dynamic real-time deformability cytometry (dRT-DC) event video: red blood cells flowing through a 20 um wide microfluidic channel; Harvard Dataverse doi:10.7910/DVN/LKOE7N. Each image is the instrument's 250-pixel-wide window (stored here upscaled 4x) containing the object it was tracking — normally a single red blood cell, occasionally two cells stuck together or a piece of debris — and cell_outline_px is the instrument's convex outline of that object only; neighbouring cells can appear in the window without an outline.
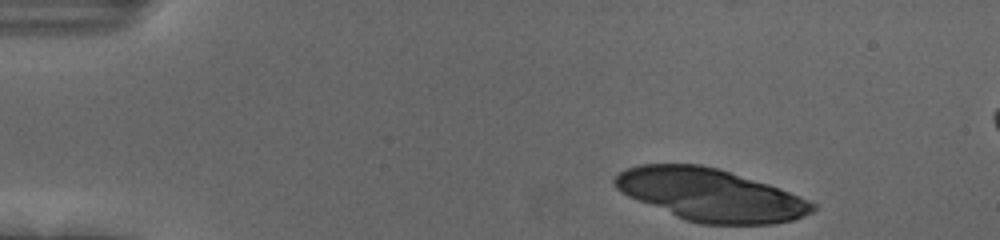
{"species": "human", "species_latin": "Homo sapiens", "temperature_condition": "cold", "stored_images_in_passage": 34, "camera_frame_rate_fps": 3000, "um_per_image_px": 0.085, "donor": {"sex": "female"}, "frame": {"image": 1, "passage_image": 1, "time_ms": 0.0, "image_size_px": [1000, 240], "cell_outline_px": [[816, 208], [812, 212], [804, 216], [792, 220], [772, 224], [700, 224], [684, 220], [628, 196], [620, 192], [612, 184], [612, 180], [620, 172], [628, 168], [640, 164], [700, 164], [716, 168], [768, 184], [780, 188], [808, 200], [816, 204]], "centroid_in_image_um": [60.36, 16.57], "position_along_channel_um": 24.6, "area_um2": 60.0}}
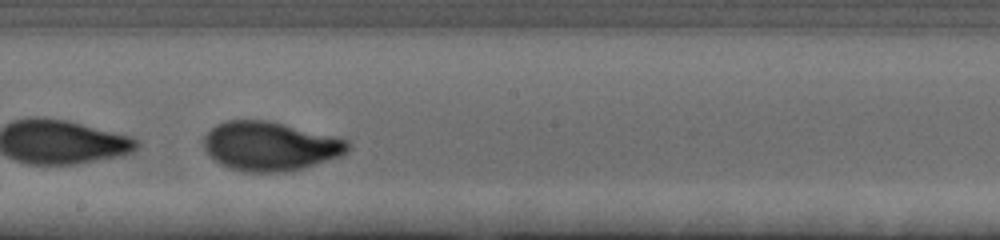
{"frame": {"image": 2, "passage_image": 25, "time_ms": 8.0, "image_size_px": [1000, 240], "cell_outline_px": [[348, 148], [340, 156], [304, 168], [284, 172], [244, 172], [228, 168], [220, 164], [204, 148], [204, 136], [216, 124], [224, 120], [268, 120], [336, 136], [348, 140]], "centroid_in_image_um": [22.94, 12.42], "position_along_channel_um": 225.3, "area_um2": 41.15}}